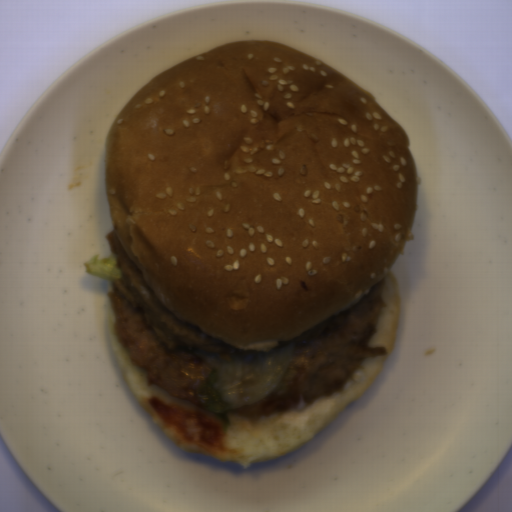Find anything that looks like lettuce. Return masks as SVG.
I'll return each instance as SVG.
<instances>
[{"label":"lettuce","instance_id":"obj_1","mask_svg":"<svg viewBox=\"0 0 512 512\" xmlns=\"http://www.w3.org/2000/svg\"><path fill=\"white\" fill-rule=\"evenodd\" d=\"M296 336L268 350H247L232 355L233 362H221L209 352L195 351L212 371L197 391L207 412L217 416L226 434L231 420L228 413L256 403L273 392L287 372L295 354Z\"/></svg>","mask_w":512,"mask_h":512},{"label":"lettuce","instance_id":"obj_2","mask_svg":"<svg viewBox=\"0 0 512 512\" xmlns=\"http://www.w3.org/2000/svg\"><path fill=\"white\" fill-rule=\"evenodd\" d=\"M99 256L97 253L83 262L86 274L110 282L115 278H121L122 272L116 266L117 258L115 254L110 253L107 257L103 258H99Z\"/></svg>","mask_w":512,"mask_h":512}]
</instances>
